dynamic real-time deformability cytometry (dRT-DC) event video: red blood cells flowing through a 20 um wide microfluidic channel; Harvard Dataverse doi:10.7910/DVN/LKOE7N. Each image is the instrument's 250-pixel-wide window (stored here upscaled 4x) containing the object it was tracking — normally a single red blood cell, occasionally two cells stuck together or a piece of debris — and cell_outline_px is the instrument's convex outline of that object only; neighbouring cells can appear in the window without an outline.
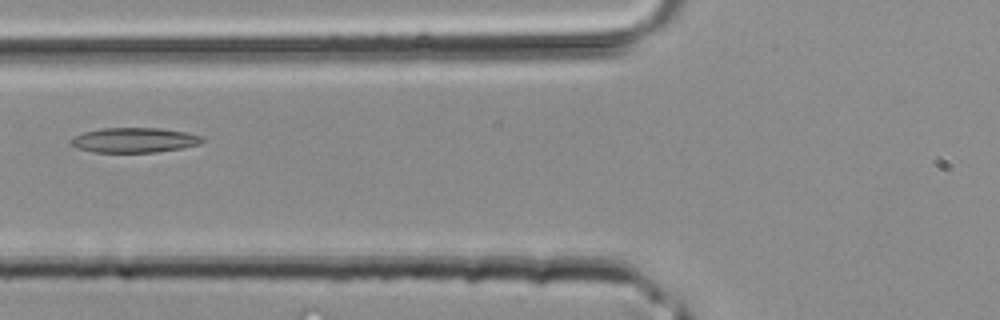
{"species": "common noctule bat (a hibernating species)", "species_latin": "Nyctalus noctula", "temperature_condition": "room temperature", "stored_images_in_passage": 37, "camera_frame_rate_fps": 3000, "um_per_image_px": 0.085, "animal": {"sex": "male", "body_mass_g": 20.4}, "frame": {"image": 1, "passage_image": 14, "time_ms": 4.333, "image_size_px": [1000, 320], "cell_outline_px": [[204, 140], [200, 144], [180, 148], [156, 152], [92, 152], [76, 148], [72, 144], [72, 136], [84, 132], [100, 128], [160, 128], [184, 132], [204, 136]], "centroid_in_image_um": [11.41, 11.9], "position_along_channel_um": 114.4, "area_um2": 19.02}}
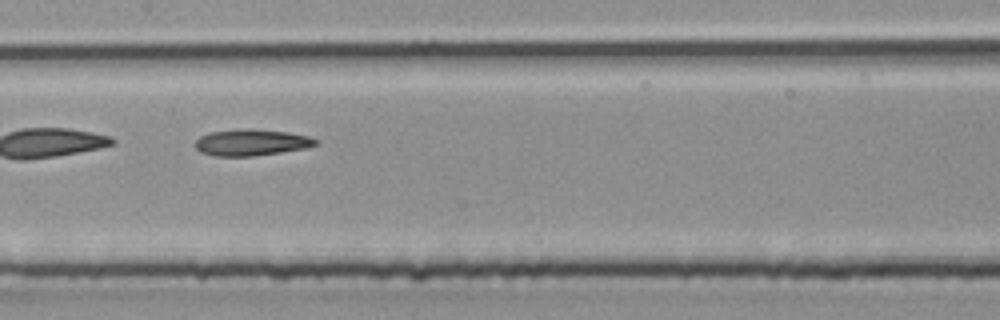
{"frame": {"image": 2, "passage_image": 18, "time_ms": 5.667, "image_size_px": [1000, 320], "cell_outline_px": [[320, 144], [308, 148], [252, 156], [216, 156], [200, 152], [196, 148], [196, 140], [200, 136], [208, 132], [240, 128], [248, 128], [288, 132], [308, 136], [320, 140]], "centroid_in_image_um": [21.4, 12.1], "position_along_channel_um": 186.0, "area_um2": 18.79}}
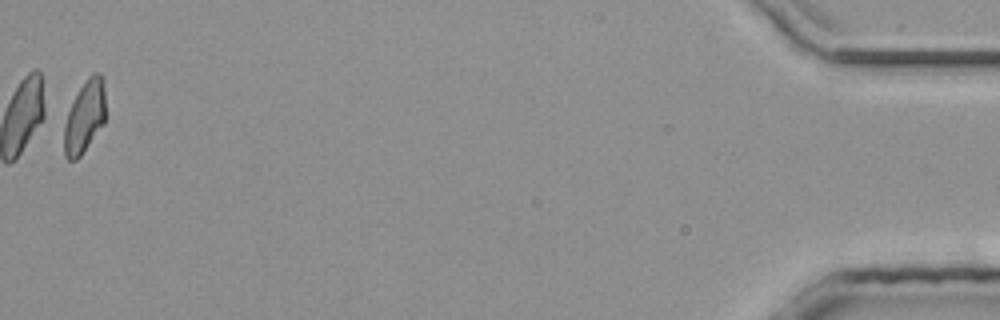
{"frame": {"image": 3, "passage_image": 37, "time_ms": 12.0, "image_size_px": [1000, 320], "cell_outline_px": [[104, 124], [80, 156], [76, 160], [68, 160], [64, 156], [64, 124], [68, 112], [80, 88], [88, 76], [92, 72], [100, 72], [104, 76]], "centroid_in_image_um": [7.2, 9.91], "position_along_channel_um": 428.0, "area_um2": 17.4}}